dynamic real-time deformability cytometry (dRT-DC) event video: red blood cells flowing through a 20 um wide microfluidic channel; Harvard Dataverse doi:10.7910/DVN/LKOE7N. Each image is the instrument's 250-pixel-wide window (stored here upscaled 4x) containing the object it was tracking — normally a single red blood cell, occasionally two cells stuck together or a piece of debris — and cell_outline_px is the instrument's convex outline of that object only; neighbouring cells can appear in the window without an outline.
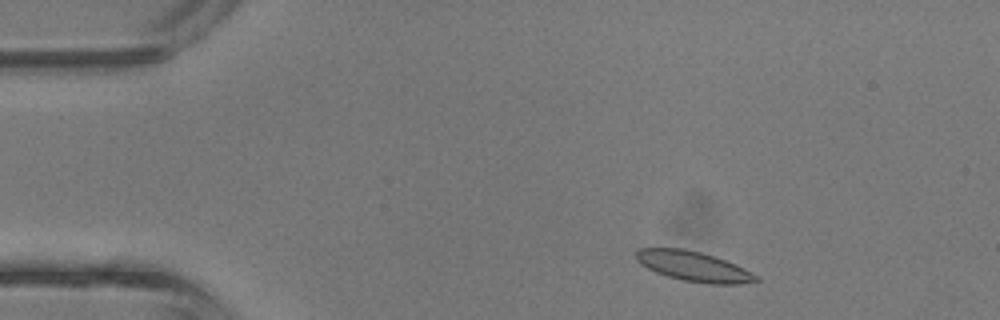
{"species": "common noctule bat (a hibernating species)", "species_latin": "Nyctalus noctula", "temperature_condition": "room temperature", "stored_images_in_passage": 39, "camera_frame_rate_fps": 3000, "um_per_image_px": 0.085, "animal": {"sex": "male", "body_mass_g": 13.3}, "frame": {"image": 1, "passage_image": 3, "time_ms": 0.667, "image_size_px": [1000, 320], "cell_outline_px": [[760, 280], [740, 284], [708, 284], [684, 280], [668, 276], [656, 272], [640, 264], [636, 260], [636, 252], [640, 248], [684, 248], [716, 256], [736, 264], [752, 272]], "centroid_in_image_um": [58.96, 22.63], "position_along_channel_um": 26.0, "area_um2": 20.92}}
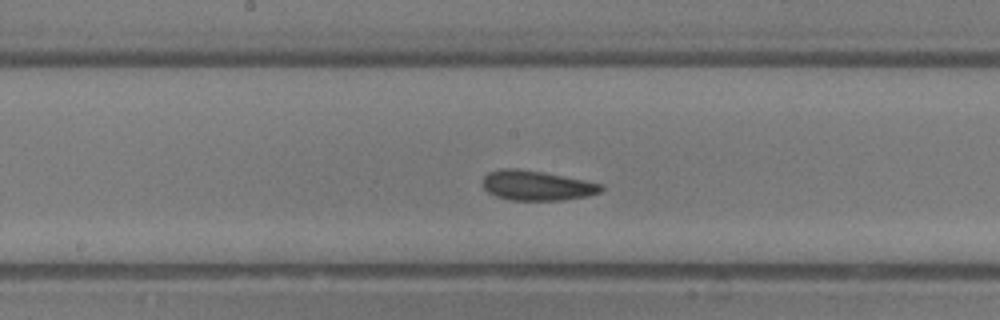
{"frame": {"image": 2, "passage_image": 18, "time_ms": 5.667, "image_size_px": [1000, 320], "cell_outline_px": [[604, 188], [600, 192], [588, 196], [564, 200], [512, 200], [496, 196], [488, 192], [484, 188], [484, 176], [488, 172], [504, 168], [516, 168], [544, 172], [584, 180], [600, 184]], "centroid_in_image_um": [45.63, 15.77], "position_along_channel_um": 202.6, "area_um2": 20.46}}
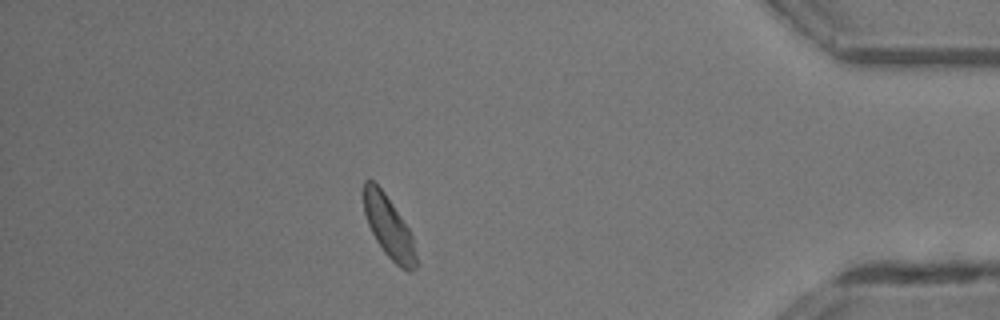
{"frame": {"image": 3, "passage_image": 33, "time_ms": 10.667, "image_size_px": [1000, 320], "cell_outline_px": [[416, 268], [412, 272], [408, 272], [400, 268], [384, 252], [376, 240], [368, 224], [364, 212], [364, 180], [372, 180], [384, 192], [408, 228], [412, 236], [416, 256]], "centroid_in_image_um": [33.05, 19.34], "position_along_channel_um": 402.2, "area_um2": 18.5}, "authors_computed_cell_mechanics": {"area_um2": 20.0566, "velocity_mm_per_s": 4.8955, "shape_relaxation_time_tau1_ms": 1.3952, "shape_relaxation_time_tau2_ms": 1.1096, "deformation_change_tau1": 0.0811, "deformation_change_tau2": 0.0727}}